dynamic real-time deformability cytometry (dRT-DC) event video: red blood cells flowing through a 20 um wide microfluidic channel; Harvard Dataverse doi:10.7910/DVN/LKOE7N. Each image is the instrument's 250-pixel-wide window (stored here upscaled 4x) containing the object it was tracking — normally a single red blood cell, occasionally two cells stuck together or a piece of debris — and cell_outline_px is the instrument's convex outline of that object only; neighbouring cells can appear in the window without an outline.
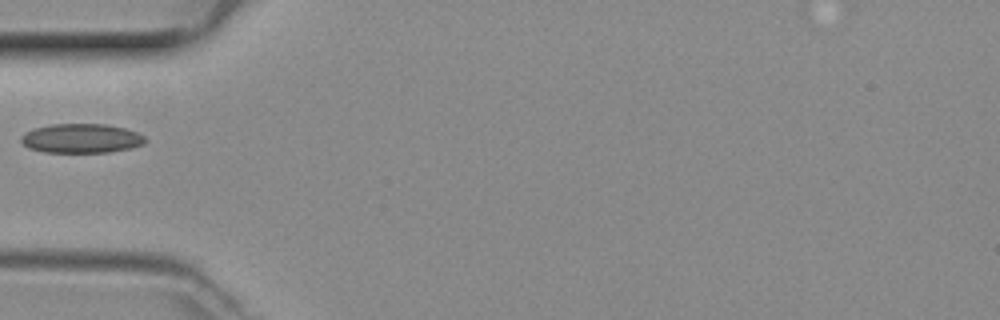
{"species": "common noctule bat (a hibernating species)", "species_latin": "Nyctalus noctula", "temperature_condition": "room temperature", "stored_images_in_passage": 30, "camera_frame_rate_fps": 3000, "um_per_image_px": 0.085, "animal": {"sex": "female", "body_mass_g": 29.2, "forearm_length_mm": 56.3}, "frame": {"image": 1, "passage_image": 1, "time_ms": 0.0, "image_size_px": [1000, 320], "cell_outline_px": [[148, 140], [144, 144], [132, 148], [108, 152], [44, 152], [28, 148], [20, 140], [20, 136], [24, 132], [36, 128], [52, 124], [108, 124], [124, 128], [136, 132], [144, 136]], "centroid_in_image_um": [6.92, 11.76], "position_along_channel_um": 78.1, "area_um2": 21.27}}
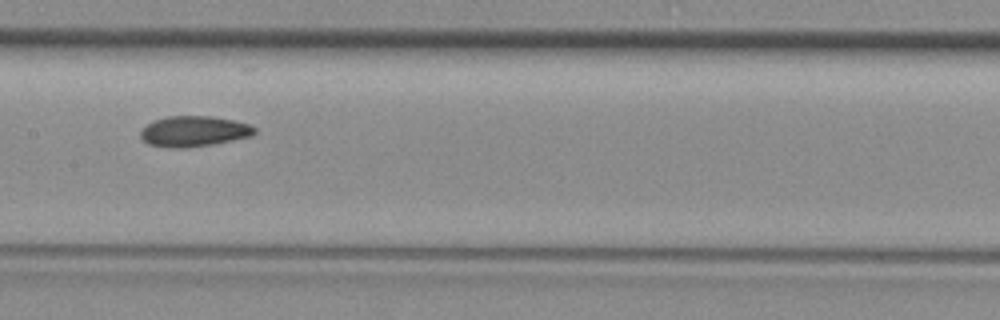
{"frame": {"image": 2, "passage_image": 9, "time_ms": 2.667, "image_size_px": [1000, 320], "cell_outline_px": [[256, 132], [252, 136], [212, 144], [180, 148], [176, 148], [148, 144], [140, 136], [140, 132], [152, 120], [168, 116], [212, 116], [236, 120], [248, 124], [256, 128]], "centroid_in_image_um": [16.5, 11.14], "position_along_channel_um": 190.9, "area_um2": 20.23}}
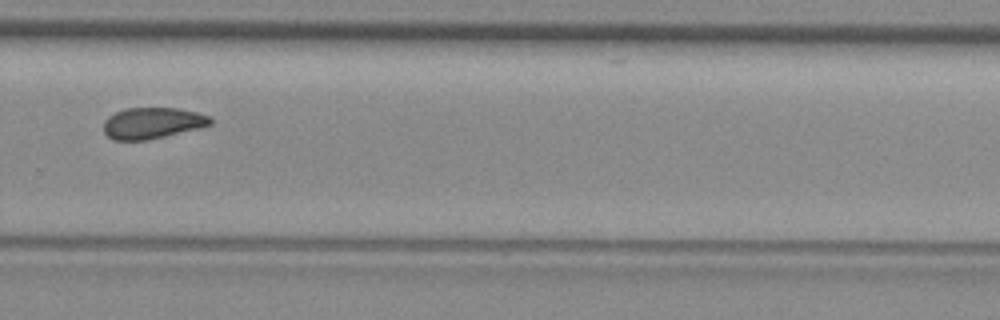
{"frame": {"image": 3, "passage_image": 18, "time_ms": 5.667, "image_size_px": [1000, 320], "cell_outline_px": [[212, 124], [148, 140], [112, 140], [104, 132], [104, 120], [108, 116], [116, 112], [128, 108], [180, 108], [196, 112], [208, 116], [212, 120]], "centroid_in_image_um": [12.91, 10.46], "position_along_channel_um": 316.9, "area_um2": 19.19}}